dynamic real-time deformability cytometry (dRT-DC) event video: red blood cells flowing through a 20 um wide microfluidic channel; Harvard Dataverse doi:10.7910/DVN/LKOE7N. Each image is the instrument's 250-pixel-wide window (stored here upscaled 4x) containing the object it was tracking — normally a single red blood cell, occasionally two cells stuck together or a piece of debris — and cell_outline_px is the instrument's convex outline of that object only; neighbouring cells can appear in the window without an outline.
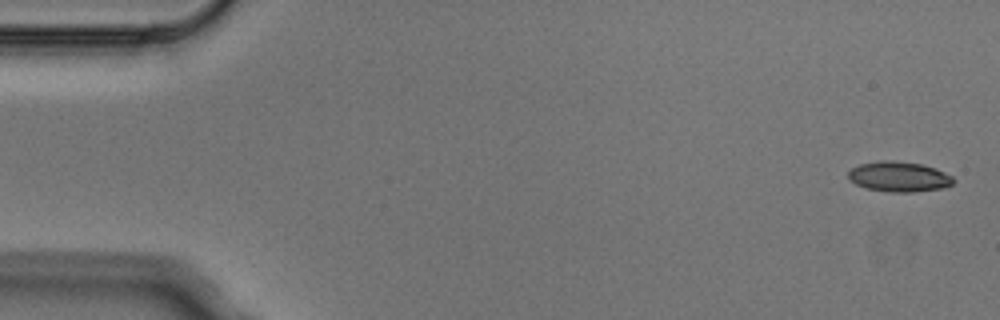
{"species": "Egyptian fruit bat (a non-hibernating species)", "species_latin": "Rousettus aegyptiacus", "temperature_condition": "cold", "stored_images_in_passage": 8, "camera_frame_rate_fps": 3000, "um_per_image_px": 0.085, "animal": {"sex": "male"}, "frame": {"image": 1, "passage_image": 1, "time_ms": 0.0, "image_size_px": [1000, 320], "cell_outline_px": [[956, 180], [952, 184], [944, 188], [912, 192], [888, 192], [868, 188], [856, 184], [848, 176], [848, 172], [852, 168], [860, 164], [880, 160], [892, 160], [920, 164], [936, 168], [952, 176]], "centroid_in_image_um": [76.44, 15.01], "position_along_channel_um": 8.6, "area_um2": 18.44}}
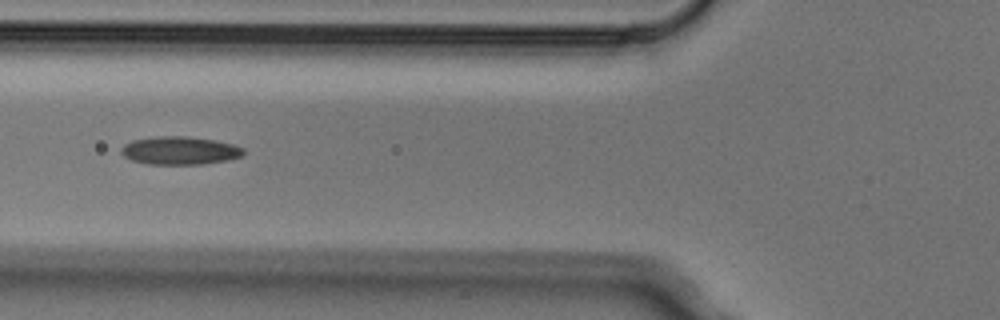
{"frame": {"image": 2, "passage_image": 6, "time_ms": 1.667, "image_size_px": [1000, 320], "cell_outline_px": [[244, 156], [228, 160], [200, 164], [148, 164], [132, 160], [124, 156], [120, 152], [120, 148], [124, 144], [132, 140], [156, 136], [188, 136], [216, 140], [232, 144], [244, 148]], "centroid_in_image_um": [15.28, 12.79], "position_along_channel_um": 110.5, "area_um2": 20.17}}
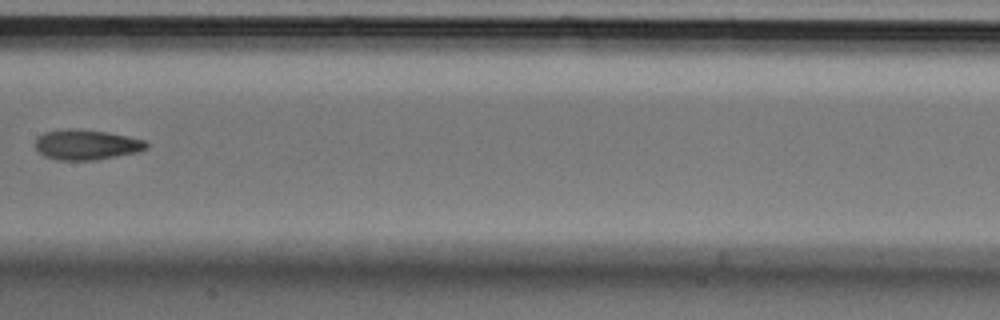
{"frame": {"image": 3, "passage_image": 8, "time_ms": 2.333, "image_size_px": [1000, 320], "cell_outline_px": [[148, 148], [140, 152], [96, 160], [60, 160], [44, 156], [36, 148], [36, 136], [44, 132], [64, 128], [72, 128], [108, 132], [128, 136], [144, 140], [148, 144]], "centroid_in_image_um": [7.36, 12.29], "position_along_channel_um": 200.0, "area_um2": 19.77}}